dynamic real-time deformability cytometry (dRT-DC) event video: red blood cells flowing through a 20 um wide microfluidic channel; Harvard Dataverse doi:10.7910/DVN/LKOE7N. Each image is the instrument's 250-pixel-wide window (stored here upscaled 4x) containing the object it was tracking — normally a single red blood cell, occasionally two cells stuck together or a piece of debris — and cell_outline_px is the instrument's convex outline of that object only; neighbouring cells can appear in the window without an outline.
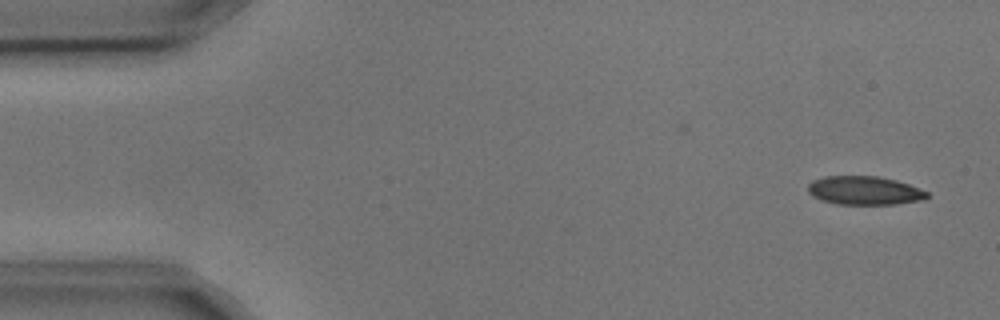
{"species": "common noctule bat (a hibernating species)", "species_latin": "Nyctalus noctula", "temperature_condition": "cold", "stored_images_in_passage": 2, "camera_frame_rate_fps": 3000, "um_per_image_px": 0.085, "animal": {"sex": "male", "body_mass_g": 17.9, "forearm_length_mm": 54.2}, "frame": {"image": 1, "passage_image": 2, "time_ms": 0.333, "image_size_px": [1000, 320], "cell_outline_px": [[928, 196], [924, 200], [896, 204], [836, 204], [820, 200], [812, 196], [808, 192], [808, 184], [812, 180], [824, 176], [876, 176], [896, 180], [908, 184], [928, 192]], "centroid_in_image_um": [73.45, 16.2], "position_along_channel_um": 11.6, "area_um2": 19.94}}